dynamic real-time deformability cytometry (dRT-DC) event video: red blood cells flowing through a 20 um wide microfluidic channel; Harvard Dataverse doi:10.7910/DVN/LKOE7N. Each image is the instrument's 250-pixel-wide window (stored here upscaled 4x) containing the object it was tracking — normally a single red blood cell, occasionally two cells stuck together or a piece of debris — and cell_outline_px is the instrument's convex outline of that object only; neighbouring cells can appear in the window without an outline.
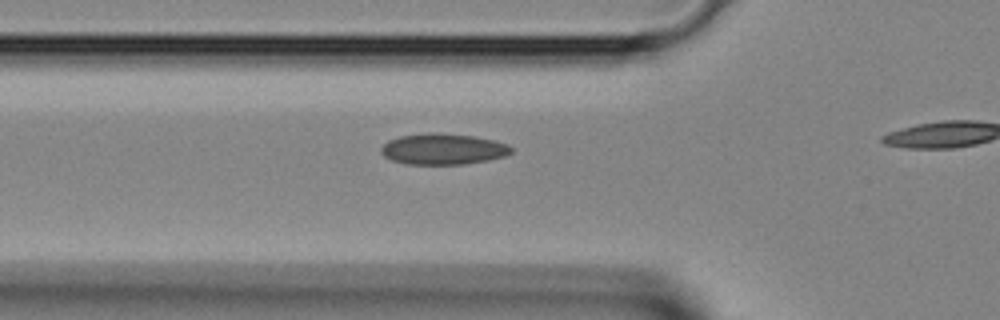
{"species": "Egyptian fruit bat (a non-hibernating species)", "species_latin": "Rousettus aegyptiacus", "temperature_condition": "room temperature", "stored_images_in_passage": 8, "camera_frame_rate_fps": 3000, "um_per_image_px": 0.085, "animal": {"sex": "female"}, "frame": {"image": 1, "passage_image": 4, "time_ms": 1.0, "image_size_px": [1000, 320], "cell_outline_px": [[512, 152], [504, 156], [488, 160], [464, 164], [404, 164], [392, 160], [384, 156], [380, 152], [380, 148], [388, 140], [400, 136], [428, 132], [432, 132], [472, 136], [496, 140], [508, 144], [512, 148]], "centroid_in_image_um": [37.65, 12.67], "position_along_channel_um": 88.2, "area_um2": 23.58}}
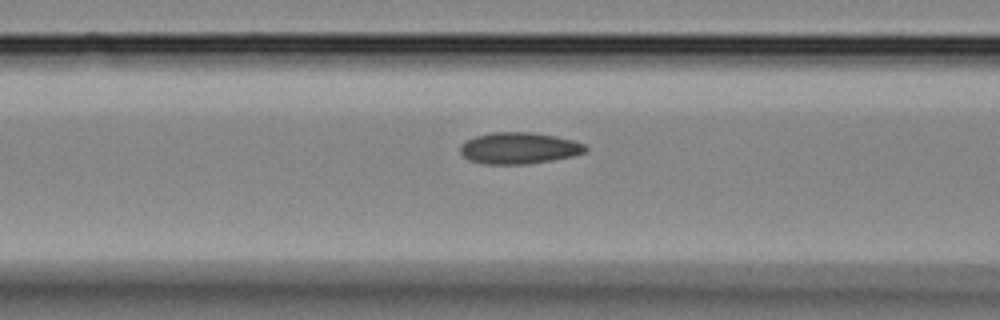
{"frame": {"image": 2, "passage_image": 6, "time_ms": 1.667, "image_size_px": [1000, 320], "cell_outline_px": [[588, 152], [572, 156], [552, 160], [528, 164], [484, 164], [468, 160], [460, 152], [460, 144], [476, 136], [492, 132], [528, 132], [556, 136], [572, 140], [584, 144], [588, 148]], "centroid_in_image_um": [44.12, 12.6], "position_along_channel_um": 122.5, "area_um2": 23.0}}